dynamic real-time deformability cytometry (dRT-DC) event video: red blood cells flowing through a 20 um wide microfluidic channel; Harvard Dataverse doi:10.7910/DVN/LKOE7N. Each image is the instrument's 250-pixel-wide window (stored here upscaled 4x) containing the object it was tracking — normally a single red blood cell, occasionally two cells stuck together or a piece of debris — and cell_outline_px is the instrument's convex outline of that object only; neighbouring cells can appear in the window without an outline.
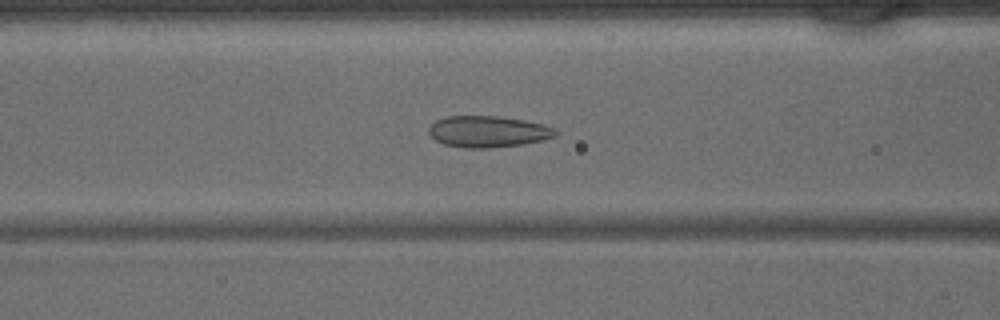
{"species": "common noctule bat (a hibernating species)", "species_latin": "Nyctalus noctula", "temperature_condition": "warm", "stored_images_in_passage": 43, "camera_frame_rate_fps": 3000, "um_per_image_px": 0.085, "animal": {"sex": "male", "body_mass_g": 15.6}, "frame": {"image": 1, "passage_image": 17, "time_ms": 5.333, "image_size_px": [1000, 320], "cell_outline_px": [[556, 136], [524, 144], [488, 148], [464, 148], [444, 144], [436, 140], [428, 132], [428, 128], [436, 120], [444, 116], [500, 116], [524, 120], [544, 124], [552, 128], [556, 132]], "centroid_in_image_um": [41.45, 11.18], "position_along_channel_um": 125.2, "area_um2": 23.12}}
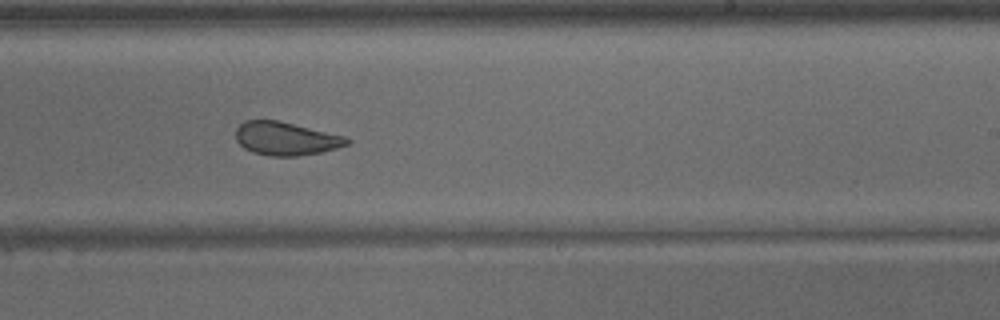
{"frame": {"image": 2, "passage_image": 26, "time_ms": 8.333, "image_size_px": [1000, 320], "cell_outline_px": [[352, 140], [348, 144], [336, 148], [320, 152], [296, 156], [268, 156], [252, 152], [244, 148], [236, 140], [236, 128], [244, 120], [280, 120], [344, 136]], "centroid_in_image_um": [24.27, 11.77], "position_along_channel_um": 264.7, "area_um2": 21.62}}
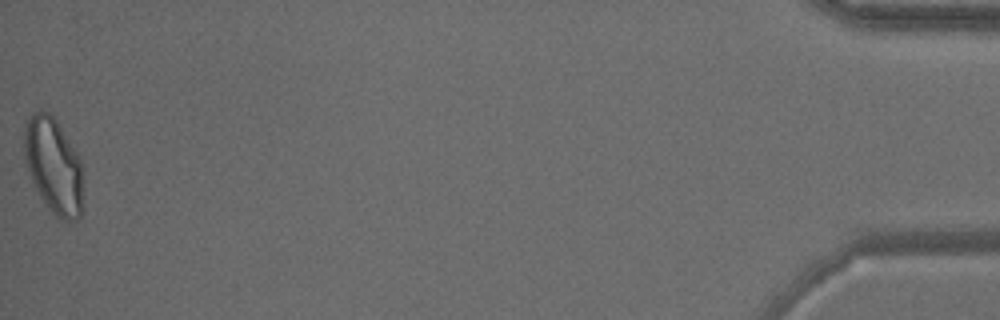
{"frame": {"image": 3, "passage_image": 43, "time_ms": 14.0, "image_size_px": [1000, 320], "cell_outline_px": [[80, 216], [76, 220], [60, 220], [48, 208], [40, 196], [32, 180], [24, 160], [24, 124], [32, 112], [40, 108], [48, 112], [56, 120], [80, 156]], "centroid_in_image_um": [4.5, 14.02], "position_along_channel_um": 430.7, "area_um2": 32.48}}